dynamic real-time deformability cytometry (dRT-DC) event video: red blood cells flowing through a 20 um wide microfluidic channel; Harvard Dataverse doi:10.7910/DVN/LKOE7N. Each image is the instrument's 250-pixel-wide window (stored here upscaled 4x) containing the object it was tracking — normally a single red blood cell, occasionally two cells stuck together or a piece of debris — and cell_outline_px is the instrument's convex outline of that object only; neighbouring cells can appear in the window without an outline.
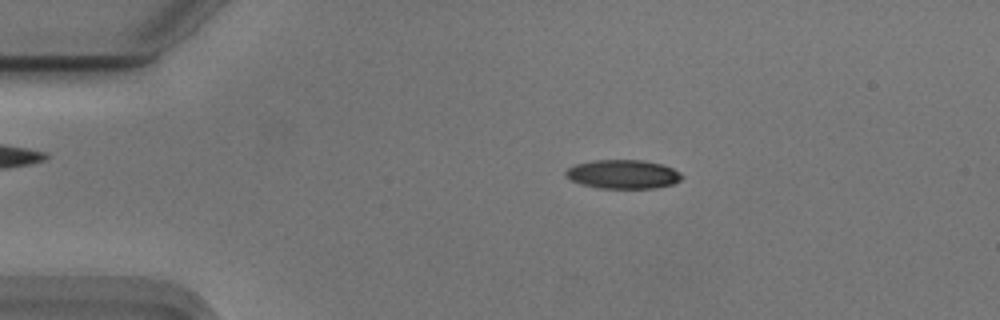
{"species": "Egyptian fruit bat (a non-hibernating species)", "species_latin": "Rousettus aegyptiacus", "temperature_condition": "cold", "stored_images_in_passage": 54, "camera_frame_rate_fps": 3000, "um_per_image_px": 0.085, "animal": {"sex": "male"}, "frame": {"image": 1, "passage_image": 10, "time_ms": 3.0, "image_size_px": [1000, 320], "cell_outline_px": [[684, 176], [680, 180], [672, 184], [652, 188], [600, 188], [580, 184], [572, 180], [564, 172], [568, 168], [576, 164], [596, 160], [644, 160], [660, 164], [672, 168], [680, 172]], "centroid_in_image_um": [52.97, 14.81], "position_along_channel_um": 32.0, "area_um2": 19.36}}
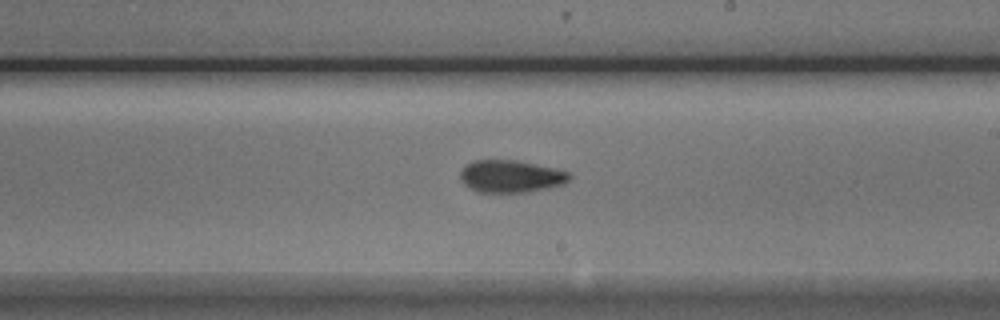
{"frame": {"image": 2, "passage_image": 31, "time_ms": 10.0, "image_size_px": [1000, 320], "cell_outline_px": [[572, 176], [564, 184], [548, 188], [528, 192], [476, 192], [464, 184], [460, 180], [460, 172], [468, 164], [476, 160], [516, 160], [556, 168], [568, 172]], "centroid_in_image_um": [43.43, 14.99], "position_along_channel_um": 245.6, "area_um2": 20.58}}
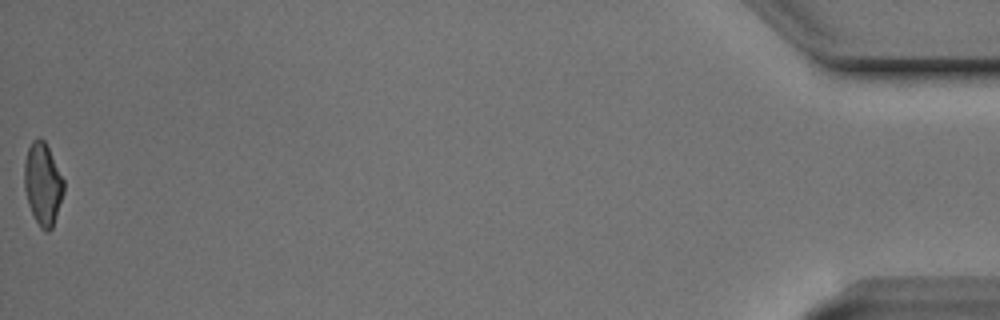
{"frame": {"image": 3, "passage_image": 54, "time_ms": 17.667, "image_size_px": [1000, 320], "cell_outline_px": [[64, 192], [52, 228], [48, 232], [44, 232], [40, 228], [28, 204], [24, 188], [24, 164], [28, 148], [32, 140], [40, 136], [44, 140], [64, 180]], "centroid_in_image_um": [3.63, 15.64], "position_along_channel_um": 431.6, "area_um2": 18.84}, "authors_computed_cell_mechanics": {"area_um2": 19.7676, "velocity_mm_per_s": 3.7534, "shape_relaxation_time_tau1_ms": 3.4977, "shape_relaxation_time_tau2_ms": 4.145, "deformation_change_tau1": 0.1255, "deformation_change_tau2": 0.1236}}